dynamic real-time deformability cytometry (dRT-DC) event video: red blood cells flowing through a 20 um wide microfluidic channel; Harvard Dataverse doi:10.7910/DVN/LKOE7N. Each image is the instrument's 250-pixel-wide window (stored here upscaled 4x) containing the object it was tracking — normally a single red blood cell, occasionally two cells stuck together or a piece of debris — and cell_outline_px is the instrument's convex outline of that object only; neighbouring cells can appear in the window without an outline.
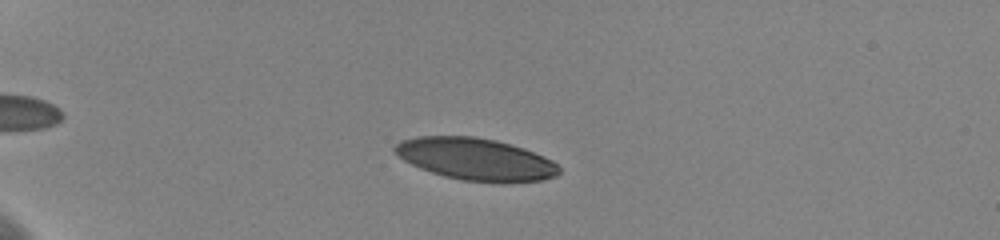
{"species": "human", "species_latin": "Homo sapiens", "temperature_condition": "cold", "stored_images_in_passage": 55, "camera_frame_rate_fps": 3000, "um_per_image_px": 0.085, "donor": {"sex": "female"}, "frame": {"image": 1, "passage_image": 13, "time_ms": 4.0, "image_size_px": [1000, 240], "cell_outline_px": [[560, 172], [556, 176], [540, 180], [460, 180], [444, 176], [420, 168], [404, 160], [392, 148], [400, 140], [416, 136], [476, 136], [496, 140], [524, 148], [552, 160], [560, 168]], "centroid_in_image_um": [40.38, 13.48], "position_along_channel_um": 44.6, "area_um2": 39.42}}
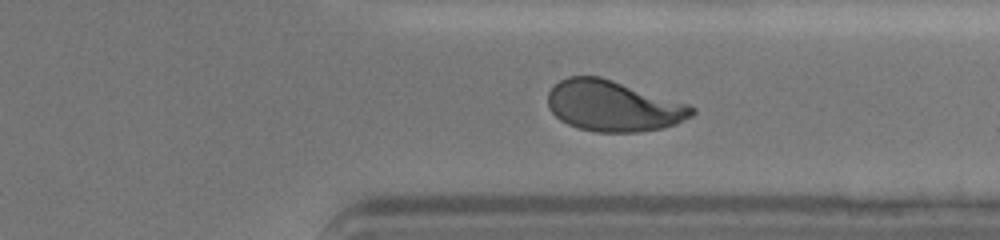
{"frame": {"image": 2, "passage_image": 44, "time_ms": 14.333, "image_size_px": [1000, 240], "cell_outline_px": [[696, 112], [692, 116], [676, 124], [664, 128], [640, 132], [596, 132], [580, 128], [568, 124], [560, 120], [548, 108], [548, 92], [560, 80], [568, 76], [600, 76], [688, 104], [696, 108]], "centroid_in_image_um": [52.14, 9.01], "position_along_channel_um": 359.3, "area_um2": 42.6}}
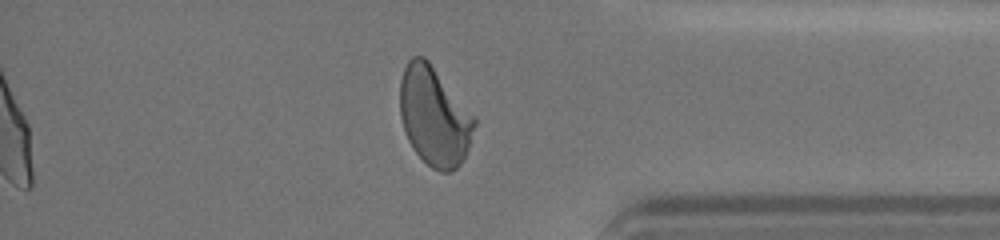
{"frame": {"image": 3, "passage_image": 48, "time_ms": 15.667, "image_size_px": [1000, 240], "cell_outline_px": [[476, 124], [468, 148], [460, 164], [456, 168], [448, 172], [440, 172], [432, 168], [412, 148], [404, 132], [400, 116], [400, 80], [404, 68], [408, 60], [412, 56], [424, 56], [428, 60], [476, 116]], "centroid_in_image_um": [36.91, 9.87], "position_along_channel_um": 398.3, "area_um2": 43.06}, "authors_computed_cell_mechanics": {"area_um2": 42.483, "velocity_mm_per_s": 3.5866, "shape_relaxation_time_tau1_ms": 4.2342, "shape_relaxation_time_tau2_ms": 1.0243, "deformation_change_tau1": 0.1737, "deformation_change_tau2": 0.0666}}